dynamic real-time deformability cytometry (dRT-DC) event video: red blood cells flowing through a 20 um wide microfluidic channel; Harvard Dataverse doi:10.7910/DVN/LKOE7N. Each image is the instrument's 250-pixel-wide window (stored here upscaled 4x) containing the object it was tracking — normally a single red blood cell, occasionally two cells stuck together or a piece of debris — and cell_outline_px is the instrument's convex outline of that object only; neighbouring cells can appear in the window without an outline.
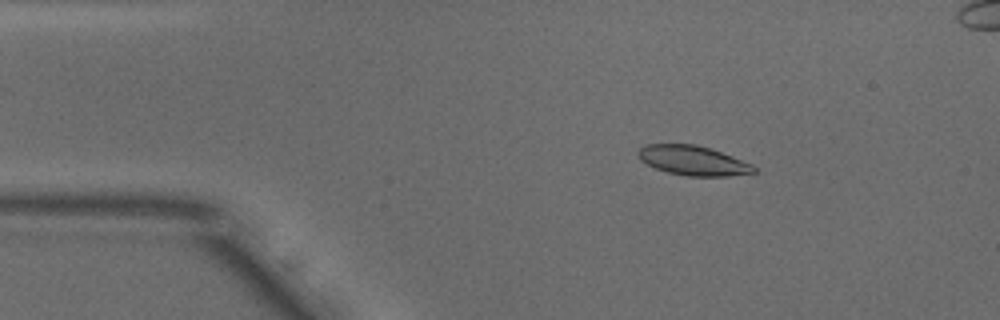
{"species": "common noctule bat (a hibernating species)", "species_latin": "Nyctalus noctula", "temperature_condition": "warm", "stored_images_in_passage": 32, "camera_frame_rate_fps": 3000, "um_per_image_px": 0.085, "animal": {"sex": "male", "body_mass_g": 18.8}, "frame": {"image": 1, "passage_image": 8, "time_ms": 2.333, "image_size_px": [1000, 320], "cell_outline_px": [[756, 172], [728, 176], [688, 176], [668, 172], [656, 168], [640, 160], [636, 156], [636, 152], [644, 144], [696, 144], [712, 148], [752, 164], [756, 168]], "centroid_in_image_um": [58.89, 13.63], "position_along_channel_um": 26.1, "area_um2": 20.06}}
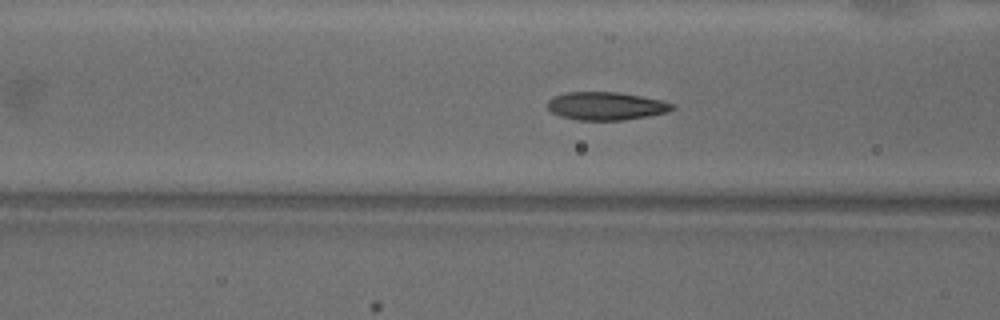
{"frame": {"image": 2, "passage_image": 19, "time_ms": 6.0, "image_size_px": [1000, 320], "cell_outline_px": [[676, 108], [668, 112], [648, 116], [624, 120], [576, 120], [560, 116], [552, 112], [548, 108], [548, 100], [552, 96], [568, 92], [620, 92], [660, 100], [676, 104]], "centroid_in_image_um": [51.53, 9.01], "position_along_channel_um": 115.1, "area_um2": 20.52}}
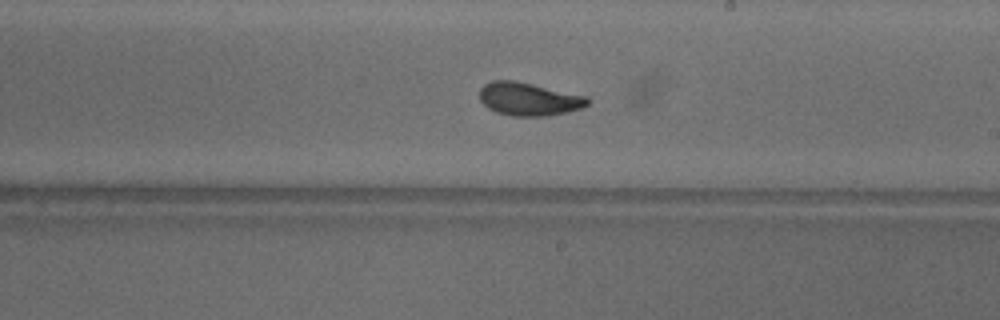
{"frame": {"image": 3, "passage_image": 29, "time_ms": 9.333, "image_size_px": [1000, 320], "cell_outline_px": [[588, 104], [584, 108], [548, 116], [512, 116], [496, 112], [488, 108], [480, 100], [480, 88], [484, 84], [492, 80], [512, 80], [532, 84], [588, 96]], "centroid_in_image_um": [44.95, 8.42], "position_along_channel_um": 244.1, "area_um2": 20.87}}